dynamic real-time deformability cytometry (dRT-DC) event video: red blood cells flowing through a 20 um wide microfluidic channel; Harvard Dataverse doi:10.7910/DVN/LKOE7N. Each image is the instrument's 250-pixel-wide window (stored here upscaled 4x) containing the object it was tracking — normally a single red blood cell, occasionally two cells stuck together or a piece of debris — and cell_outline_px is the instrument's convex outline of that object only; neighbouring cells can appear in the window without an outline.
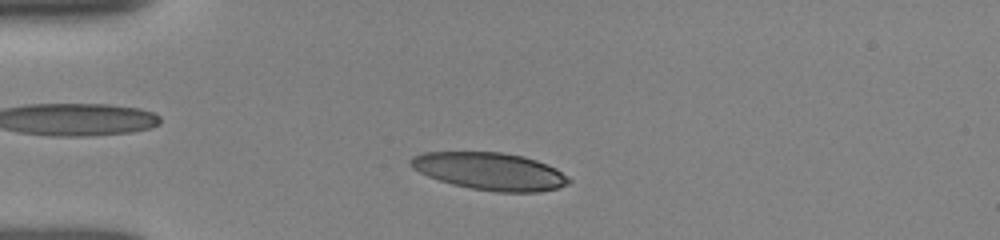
{"species": "human", "species_latin": "Homo sapiens", "temperature_condition": "room temperature", "stored_images_in_passage": 40, "camera_frame_rate_fps": 3000, "um_per_image_px": 0.085, "donor": {"sex": "female"}, "frame": {"image": 1, "passage_image": 7, "time_ms": 2.0, "image_size_px": [1000, 240], "cell_outline_px": [[572, 180], [568, 184], [556, 188], [540, 192], [496, 192], [472, 188], [452, 184], [428, 176], [412, 168], [408, 164], [408, 160], [412, 156], [424, 152], [500, 152], [524, 156], [548, 164], [556, 168], [568, 176]], "centroid_in_image_um": [41.65, 14.55], "position_along_channel_um": 43.4, "area_um2": 34.62}}
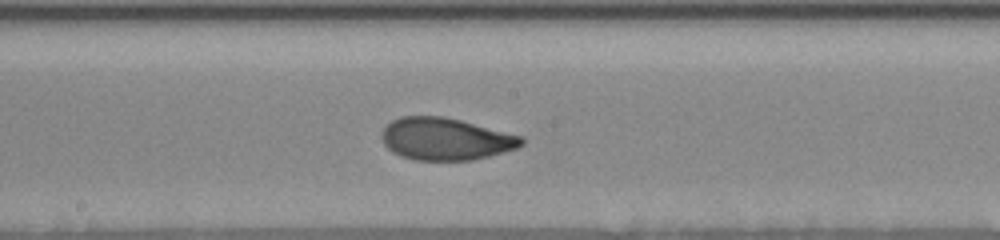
{"frame": {"image": 2, "passage_image": 22, "time_ms": 7.0, "image_size_px": [1000, 240], "cell_outline_px": [[524, 144], [516, 148], [488, 156], [472, 160], [416, 160], [400, 156], [392, 152], [384, 144], [380, 136], [380, 132], [392, 120], [400, 116], [444, 116], [524, 136]], "centroid_in_image_um": [37.86, 11.81], "position_along_channel_um": 210.3, "area_um2": 34.51}}
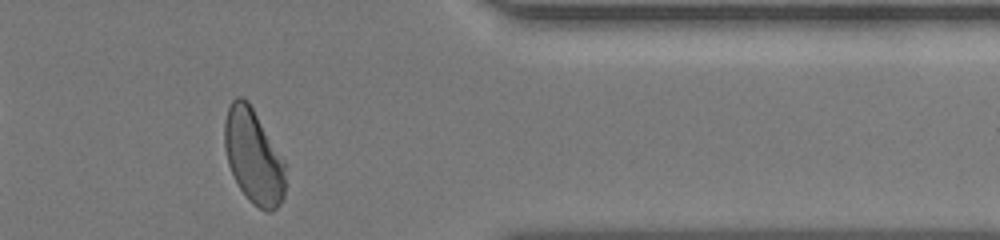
{"frame": {"image": 3, "passage_image": 37, "time_ms": 12.0, "image_size_px": [1000, 240], "cell_outline_px": [[284, 196], [280, 204], [272, 212], [268, 212], [252, 204], [248, 200], [240, 188], [228, 164], [224, 148], [224, 124], [228, 108], [232, 100], [236, 96], [240, 96], [248, 100], [284, 160]], "centroid_in_image_um": [21.53, 13.29], "position_along_channel_um": 389.9, "area_um2": 33.35}, "authors_computed_cell_mechanics": {"area_um2": 34.5066, "velocity_mm_per_s": 3.8723, "shape_relaxation_time_tau1_ms": 3.934, "shape_relaxation_time_tau2_ms": 1.1161, "deformation_change_tau1": 0.1666, "deformation_change_tau2": 0.0639}}